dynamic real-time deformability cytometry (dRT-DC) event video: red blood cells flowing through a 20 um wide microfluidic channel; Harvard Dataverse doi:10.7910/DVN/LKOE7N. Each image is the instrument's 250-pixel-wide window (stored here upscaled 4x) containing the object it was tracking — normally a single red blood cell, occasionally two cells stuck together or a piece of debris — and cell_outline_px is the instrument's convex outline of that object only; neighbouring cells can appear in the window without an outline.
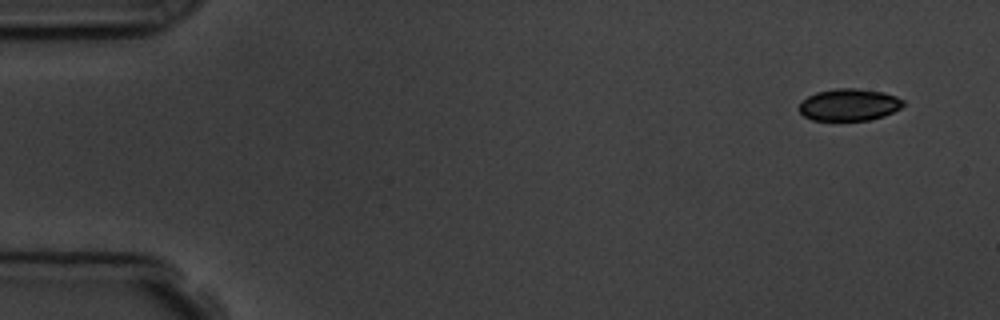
{"species": "common noctule bat (a hibernating species)", "species_latin": "Nyctalus noctula", "temperature_condition": "room temperature", "stored_images_in_passage": 4, "camera_frame_rate_fps": 3000, "um_per_image_px": 0.085, "animal": {"sex": "male", "body_mass_g": 19.5, "forearm_length_mm": 54.6}, "frame": {"image": 1, "passage_image": 1, "time_ms": 0.0, "image_size_px": [1000, 320], "cell_outline_px": [[904, 104], [900, 108], [884, 116], [868, 120], [812, 120], [804, 116], [800, 112], [800, 104], [808, 96], [816, 92], [836, 88], [860, 88], [884, 92], [896, 96], [904, 100]], "centroid_in_image_um": [72.2, 8.89], "position_along_channel_um": 12.8, "area_um2": 19.42}}